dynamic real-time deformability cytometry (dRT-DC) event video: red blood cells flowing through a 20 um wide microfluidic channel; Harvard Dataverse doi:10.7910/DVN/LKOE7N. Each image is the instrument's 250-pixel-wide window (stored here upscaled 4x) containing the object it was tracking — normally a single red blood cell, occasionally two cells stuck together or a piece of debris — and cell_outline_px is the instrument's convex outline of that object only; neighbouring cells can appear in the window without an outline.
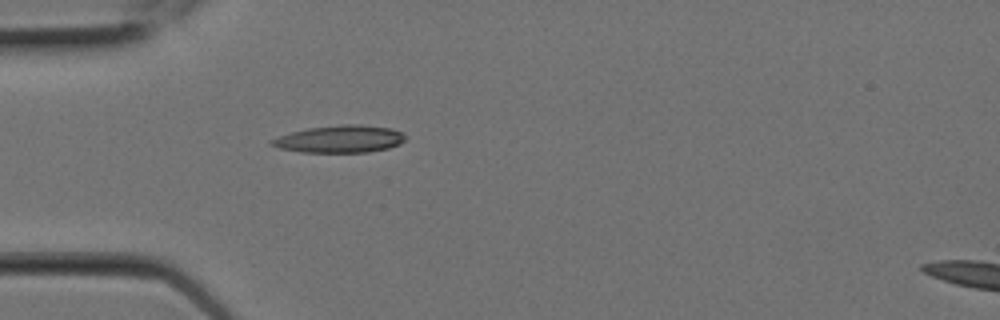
{"species": "Egyptian fruit bat (a non-hibernating species)", "species_latin": "Rousettus aegyptiacus", "temperature_condition": "room temperature", "stored_images_in_passage": 2, "camera_frame_rate_fps": 3000, "um_per_image_px": 0.085, "animal": {"sex": "female"}, "frame": {"image": 1, "passage_image": 2, "time_ms": 0.333, "image_size_px": [1000, 320], "cell_outline_px": [[404, 140], [400, 144], [388, 148], [368, 152], [300, 152], [280, 148], [268, 144], [268, 140], [292, 132], [308, 128], [344, 124], [360, 124], [392, 128], [400, 132], [404, 136]], "centroid_in_image_um": [28.87, 11.82], "position_along_channel_um": 56.1, "area_um2": 21.21}}